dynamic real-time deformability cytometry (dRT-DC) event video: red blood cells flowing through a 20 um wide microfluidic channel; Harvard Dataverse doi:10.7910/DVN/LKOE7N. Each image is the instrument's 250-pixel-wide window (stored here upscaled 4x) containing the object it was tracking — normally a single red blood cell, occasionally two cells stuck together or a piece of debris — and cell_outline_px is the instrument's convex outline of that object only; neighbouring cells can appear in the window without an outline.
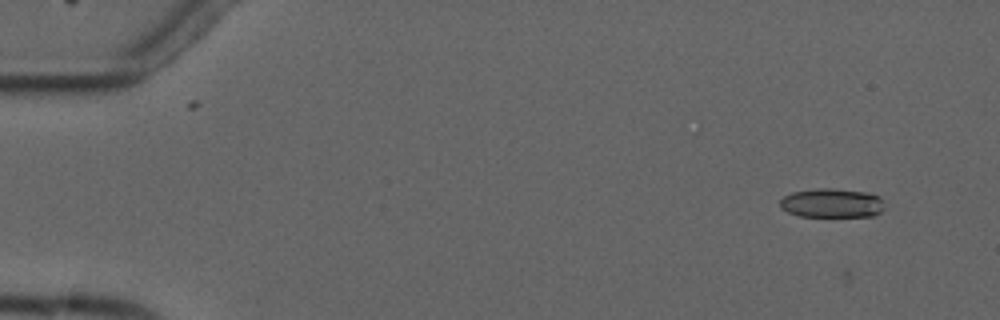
{"species": "common noctule bat (a hibernating species)", "species_latin": "Nyctalus noctula", "temperature_condition": "cold", "stored_images_in_passage": 5, "camera_frame_rate_fps": 3000, "um_per_image_px": 0.085, "animal": {"sex": "male", "forearm_length_mm": 52.5}, "frame": {"image": 1, "passage_image": 2, "time_ms": 1.333, "image_size_px": [1000, 320], "cell_outline_px": [[884, 208], [876, 216], [800, 216], [788, 212], [780, 208], [780, 200], [784, 196], [792, 192], [816, 188], [832, 188], [868, 192], [880, 196]], "centroid_in_image_um": [70.71, 17.25], "position_along_channel_um": 14.3, "area_um2": 17.86}}